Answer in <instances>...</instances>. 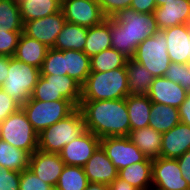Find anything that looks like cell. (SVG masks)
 Instances as JSON below:
<instances>
[{
    "label": "cell",
    "mask_w": 190,
    "mask_h": 190,
    "mask_svg": "<svg viewBox=\"0 0 190 190\" xmlns=\"http://www.w3.org/2000/svg\"><path fill=\"white\" fill-rule=\"evenodd\" d=\"M125 67L105 72H90L82 86L81 100H116L128 96Z\"/></svg>",
    "instance_id": "cell-3"
},
{
    "label": "cell",
    "mask_w": 190,
    "mask_h": 190,
    "mask_svg": "<svg viewBox=\"0 0 190 190\" xmlns=\"http://www.w3.org/2000/svg\"><path fill=\"white\" fill-rule=\"evenodd\" d=\"M30 154L18 149L8 142L0 139V166L3 168L22 172L28 169Z\"/></svg>",
    "instance_id": "cell-31"
},
{
    "label": "cell",
    "mask_w": 190,
    "mask_h": 190,
    "mask_svg": "<svg viewBox=\"0 0 190 190\" xmlns=\"http://www.w3.org/2000/svg\"><path fill=\"white\" fill-rule=\"evenodd\" d=\"M179 168L181 169L182 177L187 181L190 187V150L177 158Z\"/></svg>",
    "instance_id": "cell-44"
},
{
    "label": "cell",
    "mask_w": 190,
    "mask_h": 190,
    "mask_svg": "<svg viewBox=\"0 0 190 190\" xmlns=\"http://www.w3.org/2000/svg\"><path fill=\"white\" fill-rule=\"evenodd\" d=\"M132 59L145 66L154 77L164 76L171 63L164 32L158 30L154 36L141 42Z\"/></svg>",
    "instance_id": "cell-8"
},
{
    "label": "cell",
    "mask_w": 190,
    "mask_h": 190,
    "mask_svg": "<svg viewBox=\"0 0 190 190\" xmlns=\"http://www.w3.org/2000/svg\"><path fill=\"white\" fill-rule=\"evenodd\" d=\"M61 10L66 22L86 28L99 25L107 19L97 0H62Z\"/></svg>",
    "instance_id": "cell-10"
},
{
    "label": "cell",
    "mask_w": 190,
    "mask_h": 190,
    "mask_svg": "<svg viewBox=\"0 0 190 190\" xmlns=\"http://www.w3.org/2000/svg\"><path fill=\"white\" fill-rule=\"evenodd\" d=\"M155 0H132L130 8L139 13H154L156 9Z\"/></svg>",
    "instance_id": "cell-43"
},
{
    "label": "cell",
    "mask_w": 190,
    "mask_h": 190,
    "mask_svg": "<svg viewBox=\"0 0 190 190\" xmlns=\"http://www.w3.org/2000/svg\"><path fill=\"white\" fill-rule=\"evenodd\" d=\"M167 39V52L171 62L189 64L190 26L180 24L162 30Z\"/></svg>",
    "instance_id": "cell-16"
},
{
    "label": "cell",
    "mask_w": 190,
    "mask_h": 190,
    "mask_svg": "<svg viewBox=\"0 0 190 190\" xmlns=\"http://www.w3.org/2000/svg\"><path fill=\"white\" fill-rule=\"evenodd\" d=\"M87 28L66 22L58 34L53 49L83 51L86 43Z\"/></svg>",
    "instance_id": "cell-27"
},
{
    "label": "cell",
    "mask_w": 190,
    "mask_h": 190,
    "mask_svg": "<svg viewBox=\"0 0 190 190\" xmlns=\"http://www.w3.org/2000/svg\"><path fill=\"white\" fill-rule=\"evenodd\" d=\"M162 190H189L177 159L159 157L152 160V187Z\"/></svg>",
    "instance_id": "cell-11"
},
{
    "label": "cell",
    "mask_w": 190,
    "mask_h": 190,
    "mask_svg": "<svg viewBox=\"0 0 190 190\" xmlns=\"http://www.w3.org/2000/svg\"><path fill=\"white\" fill-rule=\"evenodd\" d=\"M87 131L100 139L125 137L130 134L126 98L116 100H81L78 107Z\"/></svg>",
    "instance_id": "cell-1"
},
{
    "label": "cell",
    "mask_w": 190,
    "mask_h": 190,
    "mask_svg": "<svg viewBox=\"0 0 190 190\" xmlns=\"http://www.w3.org/2000/svg\"><path fill=\"white\" fill-rule=\"evenodd\" d=\"M190 150V125L178 123L162 134L160 157L177 159Z\"/></svg>",
    "instance_id": "cell-19"
},
{
    "label": "cell",
    "mask_w": 190,
    "mask_h": 190,
    "mask_svg": "<svg viewBox=\"0 0 190 190\" xmlns=\"http://www.w3.org/2000/svg\"><path fill=\"white\" fill-rule=\"evenodd\" d=\"M127 60L128 58L117 50L109 48L90 58V71L105 72L125 67Z\"/></svg>",
    "instance_id": "cell-32"
},
{
    "label": "cell",
    "mask_w": 190,
    "mask_h": 190,
    "mask_svg": "<svg viewBox=\"0 0 190 190\" xmlns=\"http://www.w3.org/2000/svg\"><path fill=\"white\" fill-rule=\"evenodd\" d=\"M109 48H111L110 18H107L101 24L87 28L83 52L91 58Z\"/></svg>",
    "instance_id": "cell-26"
},
{
    "label": "cell",
    "mask_w": 190,
    "mask_h": 190,
    "mask_svg": "<svg viewBox=\"0 0 190 190\" xmlns=\"http://www.w3.org/2000/svg\"><path fill=\"white\" fill-rule=\"evenodd\" d=\"M23 31H0V55L13 56Z\"/></svg>",
    "instance_id": "cell-38"
},
{
    "label": "cell",
    "mask_w": 190,
    "mask_h": 190,
    "mask_svg": "<svg viewBox=\"0 0 190 190\" xmlns=\"http://www.w3.org/2000/svg\"><path fill=\"white\" fill-rule=\"evenodd\" d=\"M85 130L84 118L77 107L70 115L38 134V149L59 153L66 144L78 138Z\"/></svg>",
    "instance_id": "cell-4"
},
{
    "label": "cell",
    "mask_w": 190,
    "mask_h": 190,
    "mask_svg": "<svg viewBox=\"0 0 190 190\" xmlns=\"http://www.w3.org/2000/svg\"><path fill=\"white\" fill-rule=\"evenodd\" d=\"M21 107L0 86V123Z\"/></svg>",
    "instance_id": "cell-42"
},
{
    "label": "cell",
    "mask_w": 190,
    "mask_h": 190,
    "mask_svg": "<svg viewBox=\"0 0 190 190\" xmlns=\"http://www.w3.org/2000/svg\"><path fill=\"white\" fill-rule=\"evenodd\" d=\"M108 190H137L130 183L123 179L117 177L110 185H108Z\"/></svg>",
    "instance_id": "cell-46"
},
{
    "label": "cell",
    "mask_w": 190,
    "mask_h": 190,
    "mask_svg": "<svg viewBox=\"0 0 190 190\" xmlns=\"http://www.w3.org/2000/svg\"><path fill=\"white\" fill-rule=\"evenodd\" d=\"M20 172L0 166V190H19Z\"/></svg>",
    "instance_id": "cell-41"
},
{
    "label": "cell",
    "mask_w": 190,
    "mask_h": 190,
    "mask_svg": "<svg viewBox=\"0 0 190 190\" xmlns=\"http://www.w3.org/2000/svg\"><path fill=\"white\" fill-rule=\"evenodd\" d=\"M19 190H55L53 186L36 176L29 168L20 172Z\"/></svg>",
    "instance_id": "cell-37"
},
{
    "label": "cell",
    "mask_w": 190,
    "mask_h": 190,
    "mask_svg": "<svg viewBox=\"0 0 190 190\" xmlns=\"http://www.w3.org/2000/svg\"><path fill=\"white\" fill-rule=\"evenodd\" d=\"M65 163L59 153L36 150L30 155L28 168L45 183L56 187Z\"/></svg>",
    "instance_id": "cell-14"
},
{
    "label": "cell",
    "mask_w": 190,
    "mask_h": 190,
    "mask_svg": "<svg viewBox=\"0 0 190 190\" xmlns=\"http://www.w3.org/2000/svg\"><path fill=\"white\" fill-rule=\"evenodd\" d=\"M88 182L110 185L117 177L118 170L99 146L83 166Z\"/></svg>",
    "instance_id": "cell-17"
},
{
    "label": "cell",
    "mask_w": 190,
    "mask_h": 190,
    "mask_svg": "<svg viewBox=\"0 0 190 190\" xmlns=\"http://www.w3.org/2000/svg\"><path fill=\"white\" fill-rule=\"evenodd\" d=\"M100 141L99 137L85 130L78 138L66 144L59 155L65 165L83 167L100 146Z\"/></svg>",
    "instance_id": "cell-13"
},
{
    "label": "cell",
    "mask_w": 190,
    "mask_h": 190,
    "mask_svg": "<svg viewBox=\"0 0 190 190\" xmlns=\"http://www.w3.org/2000/svg\"><path fill=\"white\" fill-rule=\"evenodd\" d=\"M0 31H23L18 0H0Z\"/></svg>",
    "instance_id": "cell-34"
},
{
    "label": "cell",
    "mask_w": 190,
    "mask_h": 190,
    "mask_svg": "<svg viewBox=\"0 0 190 190\" xmlns=\"http://www.w3.org/2000/svg\"><path fill=\"white\" fill-rule=\"evenodd\" d=\"M23 22V33L38 40L48 48H53L58 34L62 31L66 20L63 11L43 18Z\"/></svg>",
    "instance_id": "cell-12"
},
{
    "label": "cell",
    "mask_w": 190,
    "mask_h": 190,
    "mask_svg": "<svg viewBox=\"0 0 190 190\" xmlns=\"http://www.w3.org/2000/svg\"><path fill=\"white\" fill-rule=\"evenodd\" d=\"M65 71L81 86H83L90 74V58L77 50H65Z\"/></svg>",
    "instance_id": "cell-30"
},
{
    "label": "cell",
    "mask_w": 190,
    "mask_h": 190,
    "mask_svg": "<svg viewBox=\"0 0 190 190\" xmlns=\"http://www.w3.org/2000/svg\"><path fill=\"white\" fill-rule=\"evenodd\" d=\"M48 49L43 43L22 32L13 57L21 62L41 69Z\"/></svg>",
    "instance_id": "cell-20"
},
{
    "label": "cell",
    "mask_w": 190,
    "mask_h": 190,
    "mask_svg": "<svg viewBox=\"0 0 190 190\" xmlns=\"http://www.w3.org/2000/svg\"><path fill=\"white\" fill-rule=\"evenodd\" d=\"M32 99L40 101H55V90L42 76L39 77L31 95Z\"/></svg>",
    "instance_id": "cell-39"
},
{
    "label": "cell",
    "mask_w": 190,
    "mask_h": 190,
    "mask_svg": "<svg viewBox=\"0 0 190 190\" xmlns=\"http://www.w3.org/2000/svg\"><path fill=\"white\" fill-rule=\"evenodd\" d=\"M158 30L154 13L126 8L110 18L111 48L131 59L138 45Z\"/></svg>",
    "instance_id": "cell-2"
},
{
    "label": "cell",
    "mask_w": 190,
    "mask_h": 190,
    "mask_svg": "<svg viewBox=\"0 0 190 190\" xmlns=\"http://www.w3.org/2000/svg\"><path fill=\"white\" fill-rule=\"evenodd\" d=\"M149 119V127L162 134L181 122L178 108L154 102H152Z\"/></svg>",
    "instance_id": "cell-29"
},
{
    "label": "cell",
    "mask_w": 190,
    "mask_h": 190,
    "mask_svg": "<svg viewBox=\"0 0 190 190\" xmlns=\"http://www.w3.org/2000/svg\"><path fill=\"white\" fill-rule=\"evenodd\" d=\"M41 74L67 75L65 71V50L49 48L40 69Z\"/></svg>",
    "instance_id": "cell-35"
},
{
    "label": "cell",
    "mask_w": 190,
    "mask_h": 190,
    "mask_svg": "<svg viewBox=\"0 0 190 190\" xmlns=\"http://www.w3.org/2000/svg\"><path fill=\"white\" fill-rule=\"evenodd\" d=\"M178 111L181 123L190 125V92L179 106Z\"/></svg>",
    "instance_id": "cell-45"
},
{
    "label": "cell",
    "mask_w": 190,
    "mask_h": 190,
    "mask_svg": "<svg viewBox=\"0 0 190 190\" xmlns=\"http://www.w3.org/2000/svg\"><path fill=\"white\" fill-rule=\"evenodd\" d=\"M188 93L180 84L162 76L154 78L147 96L151 102L179 108Z\"/></svg>",
    "instance_id": "cell-15"
},
{
    "label": "cell",
    "mask_w": 190,
    "mask_h": 190,
    "mask_svg": "<svg viewBox=\"0 0 190 190\" xmlns=\"http://www.w3.org/2000/svg\"><path fill=\"white\" fill-rule=\"evenodd\" d=\"M106 18H112L119 11L130 8L132 0H97Z\"/></svg>",
    "instance_id": "cell-40"
},
{
    "label": "cell",
    "mask_w": 190,
    "mask_h": 190,
    "mask_svg": "<svg viewBox=\"0 0 190 190\" xmlns=\"http://www.w3.org/2000/svg\"><path fill=\"white\" fill-rule=\"evenodd\" d=\"M156 1V6H162L163 4H165L166 2L170 1V0H155Z\"/></svg>",
    "instance_id": "cell-49"
},
{
    "label": "cell",
    "mask_w": 190,
    "mask_h": 190,
    "mask_svg": "<svg viewBox=\"0 0 190 190\" xmlns=\"http://www.w3.org/2000/svg\"><path fill=\"white\" fill-rule=\"evenodd\" d=\"M55 90L56 100H69L79 107L82 97V86L68 75L41 74Z\"/></svg>",
    "instance_id": "cell-21"
},
{
    "label": "cell",
    "mask_w": 190,
    "mask_h": 190,
    "mask_svg": "<svg viewBox=\"0 0 190 190\" xmlns=\"http://www.w3.org/2000/svg\"><path fill=\"white\" fill-rule=\"evenodd\" d=\"M150 190H162V189H159V188H150Z\"/></svg>",
    "instance_id": "cell-50"
},
{
    "label": "cell",
    "mask_w": 190,
    "mask_h": 190,
    "mask_svg": "<svg viewBox=\"0 0 190 190\" xmlns=\"http://www.w3.org/2000/svg\"><path fill=\"white\" fill-rule=\"evenodd\" d=\"M85 190H108V185L89 182Z\"/></svg>",
    "instance_id": "cell-48"
},
{
    "label": "cell",
    "mask_w": 190,
    "mask_h": 190,
    "mask_svg": "<svg viewBox=\"0 0 190 190\" xmlns=\"http://www.w3.org/2000/svg\"><path fill=\"white\" fill-rule=\"evenodd\" d=\"M187 24L190 26V15H189V19H188V23Z\"/></svg>",
    "instance_id": "cell-51"
},
{
    "label": "cell",
    "mask_w": 190,
    "mask_h": 190,
    "mask_svg": "<svg viewBox=\"0 0 190 190\" xmlns=\"http://www.w3.org/2000/svg\"><path fill=\"white\" fill-rule=\"evenodd\" d=\"M159 30L187 24L190 15V0H170L154 11Z\"/></svg>",
    "instance_id": "cell-18"
},
{
    "label": "cell",
    "mask_w": 190,
    "mask_h": 190,
    "mask_svg": "<svg viewBox=\"0 0 190 190\" xmlns=\"http://www.w3.org/2000/svg\"><path fill=\"white\" fill-rule=\"evenodd\" d=\"M118 177L134 186L137 190H147L152 187V159L133 163L118 170Z\"/></svg>",
    "instance_id": "cell-24"
},
{
    "label": "cell",
    "mask_w": 190,
    "mask_h": 190,
    "mask_svg": "<svg viewBox=\"0 0 190 190\" xmlns=\"http://www.w3.org/2000/svg\"><path fill=\"white\" fill-rule=\"evenodd\" d=\"M128 78V95H147L154 76L147 68L132 58L125 65Z\"/></svg>",
    "instance_id": "cell-23"
},
{
    "label": "cell",
    "mask_w": 190,
    "mask_h": 190,
    "mask_svg": "<svg viewBox=\"0 0 190 190\" xmlns=\"http://www.w3.org/2000/svg\"><path fill=\"white\" fill-rule=\"evenodd\" d=\"M40 76L39 68L8 56V75L1 88L22 107L31 97Z\"/></svg>",
    "instance_id": "cell-5"
},
{
    "label": "cell",
    "mask_w": 190,
    "mask_h": 190,
    "mask_svg": "<svg viewBox=\"0 0 190 190\" xmlns=\"http://www.w3.org/2000/svg\"><path fill=\"white\" fill-rule=\"evenodd\" d=\"M8 75V56L0 55V86Z\"/></svg>",
    "instance_id": "cell-47"
},
{
    "label": "cell",
    "mask_w": 190,
    "mask_h": 190,
    "mask_svg": "<svg viewBox=\"0 0 190 190\" xmlns=\"http://www.w3.org/2000/svg\"><path fill=\"white\" fill-rule=\"evenodd\" d=\"M164 76L190 92V64L171 62Z\"/></svg>",
    "instance_id": "cell-36"
},
{
    "label": "cell",
    "mask_w": 190,
    "mask_h": 190,
    "mask_svg": "<svg viewBox=\"0 0 190 190\" xmlns=\"http://www.w3.org/2000/svg\"><path fill=\"white\" fill-rule=\"evenodd\" d=\"M22 21H31L61 11L62 0H18Z\"/></svg>",
    "instance_id": "cell-28"
},
{
    "label": "cell",
    "mask_w": 190,
    "mask_h": 190,
    "mask_svg": "<svg viewBox=\"0 0 190 190\" xmlns=\"http://www.w3.org/2000/svg\"><path fill=\"white\" fill-rule=\"evenodd\" d=\"M0 139L30 155L38 150V133L22 108L0 123Z\"/></svg>",
    "instance_id": "cell-7"
},
{
    "label": "cell",
    "mask_w": 190,
    "mask_h": 190,
    "mask_svg": "<svg viewBox=\"0 0 190 190\" xmlns=\"http://www.w3.org/2000/svg\"><path fill=\"white\" fill-rule=\"evenodd\" d=\"M100 146L117 170L143 162L147 158L128 136L104 137L100 141Z\"/></svg>",
    "instance_id": "cell-9"
},
{
    "label": "cell",
    "mask_w": 190,
    "mask_h": 190,
    "mask_svg": "<svg viewBox=\"0 0 190 190\" xmlns=\"http://www.w3.org/2000/svg\"><path fill=\"white\" fill-rule=\"evenodd\" d=\"M88 183L83 167L65 165L55 190H85Z\"/></svg>",
    "instance_id": "cell-33"
},
{
    "label": "cell",
    "mask_w": 190,
    "mask_h": 190,
    "mask_svg": "<svg viewBox=\"0 0 190 190\" xmlns=\"http://www.w3.org/2000/svg\"><path fill=\"white\" fill-rule=\"evenodd\" d=\"M126 105L131 130L149 126L152 102L147 95H128L126 97Z\"/></svg>",
    "instance_id": "cell-25"
},
{
    "label": "cell",
    "mask_w": 190,
    "mask_h": 190,
    "mask_svg": "<svg viewBox=\"0 0 190 190\" xmlns=\"http://www.w3.org/2000/svg\"><path fill=\"white\" fill-rule=\"evenodd\" d=\"M128 137L147 158L153 160L160 157L162 133L148 126L130 130Z\"/></svg>",
    "instance_id": "cell-22"
},
{
    "label": "cell",
    "mask_w": 190,
    "mask_h": 190,
    "mask_svg": "<svg viewBox=\"0 0 190 190\" xmlns=\"http://www.w3.org/2000/svg\"><path fill=\"white\" fill-rule=\"evenodd\" d=\"M21 108L34 130L39 134L70 115L77 107L69 100L44 102L30 97Z\"/></svg>",
    "instance_id": "cell-6"
}]
</instances>
